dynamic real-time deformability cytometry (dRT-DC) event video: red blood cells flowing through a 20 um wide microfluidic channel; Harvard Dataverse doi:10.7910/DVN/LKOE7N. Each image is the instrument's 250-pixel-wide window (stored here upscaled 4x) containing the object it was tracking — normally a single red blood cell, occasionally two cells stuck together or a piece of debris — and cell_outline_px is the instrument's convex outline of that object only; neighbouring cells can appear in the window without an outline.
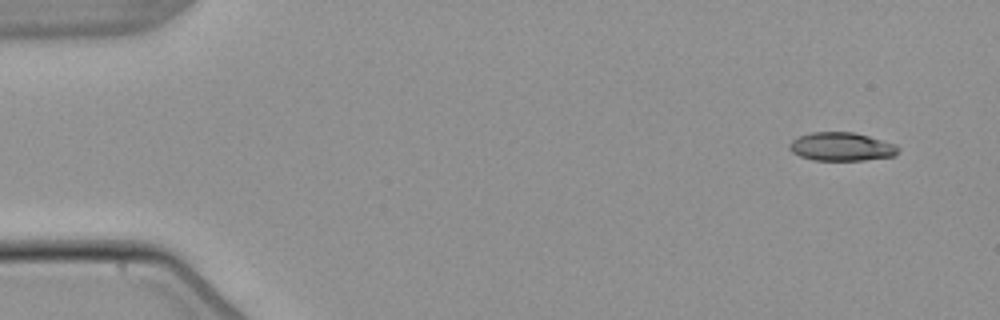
{"species": "common noctule bat (a hibernating species)", "species_latin": "Nyctalus noctula", "temperature_condition": "warm", "stored_images_in_passage": 5, "segment_of_instrument_passage": [1, 2], "camera_frame_rate_fps": 3000, "um_per_image_px": 0.085, "animal": {"sex": "male", "body_mass_g": 21.5, "forearm_length_mm": 52.0}, "frame": {"image": 1, "passage_image": 1, "time_ms": 0.0, "image_size_px": [1000, 320], "cell_outline_px": [[900, 148], [892, 156], [864, 160], [812, 160], [800, 156], [792, 152], [788, 148], [788, 144], [792, 140], [800, 136], [812, 132], [856, 132], [896, 144]], "centroid_in_image_um": [71.5, 12.46], "position_along_channel_um": 13.5, "area_um2": 18.03}}
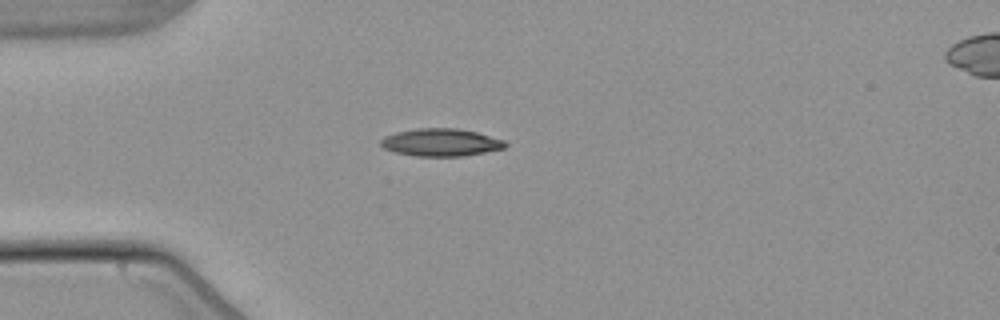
{"frame": {"image": 2, "passage_image": 4, "time_ms": 3.667, "image_size_px": [1000, 320], "cell_outline_px": [[508, 144], [504, 148], [464, 156], [416, 156], [396, 152], [384, 148], [380, 144], [380, 140], [384, 136], [396, 132], [416, 128], [456, 128], [476, 132], [504, 140]], "centroid_in_image_um": [37.46, 12.1], "position_along_channel_um": 47.5, "area_um2": 19.94}}